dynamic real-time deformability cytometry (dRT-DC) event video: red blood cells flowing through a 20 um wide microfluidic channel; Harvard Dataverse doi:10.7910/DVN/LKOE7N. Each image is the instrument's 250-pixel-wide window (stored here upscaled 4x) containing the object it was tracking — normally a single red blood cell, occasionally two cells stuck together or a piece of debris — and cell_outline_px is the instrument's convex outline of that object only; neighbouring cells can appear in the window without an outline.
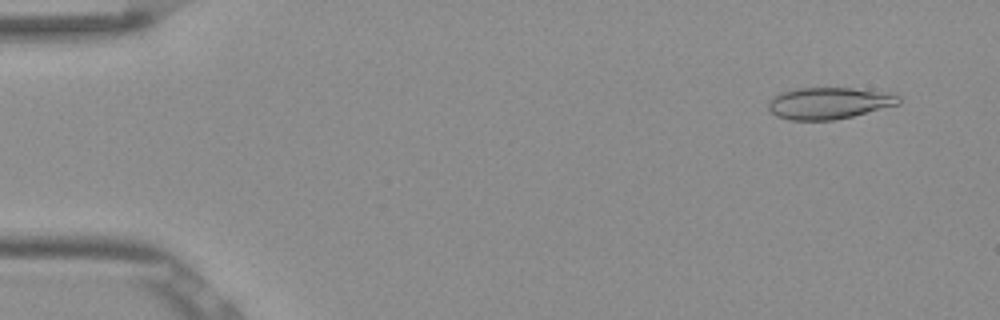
{"species": "Egyptian fruit bat (a non-hibernating species)", "species_latin": "Rousettus aegyptiacus", "temperature_condition": "room temperature", "stored_images_in_passage": 53, "camera_frame_rate_fps": 3000, "um_per_image_px": 0.085, "frame": {"image": 1, "passage_image": 4, "time_ms": 1.0, "image_size_px": [1000, 320], "cell_outline_px": [[900, 104], [852, 116], [832, 120], [788, 120], [776, 116], [768, 108], [768, 104], [776, 96], [784, 92], [800, 88], [852, 88], [892, 92], [900, 96]], "centroid_in_image_um": [70.53, 8.77], "position_along_channel_um": 14.5, "area_um2": 23.93}}
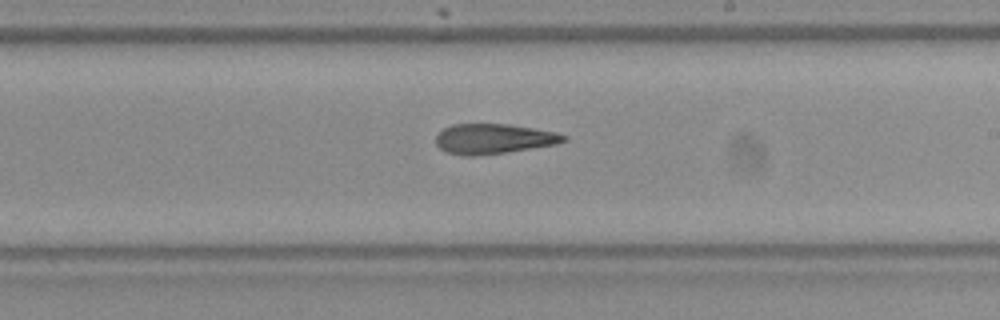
{"frame": {"image": 2, "passage_image": 31, "time_ms": 10.0, "image_size_px": [1000, 320], "cell_outline_px": [[568, 140], [556, 144], [504, 152], [472, 156], [464, 156], [444, 152], [436, 144], [436, 136], [444, 128], [452, 124], [508, 124], [556, 132], [568, 136]], "centroid_in_image_um": [41.94, 11.8], "position_along_channel_um": 247.1, "area_um2": 22.25}}
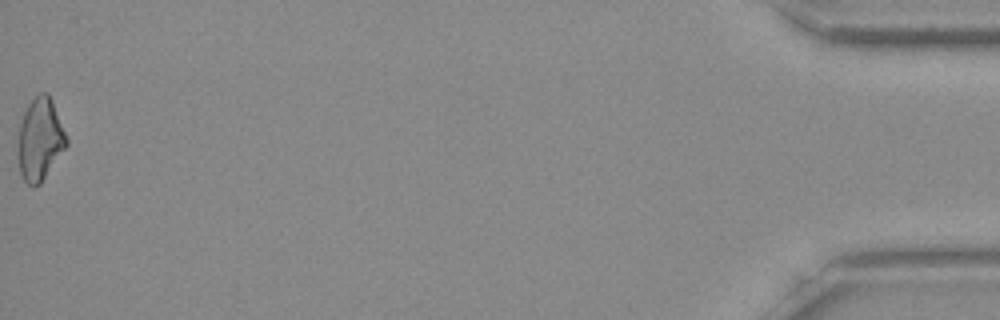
{"frame": {"image": 3, "passage_image": 53, "time_ms": 17.333, "image_size_px": [1000, 320], "cell_outline_px": [[68, 144], [40, 184], [32, 188], [24, 180], [20, 172], [16, 148], [16, 140], [20, 124], [24, 112], [28, 104], [40, 92], [48, 92], [52, 100], [68, 140]], "centroid_in_image_um": [3.37, 11.86], "position_along_channel_um": 431.8, "area_um2": 23.47}, "authors_computed_cell_mechanics": {"area_um2": 23.3512, "velocity_mm_per_s": 3.8609, "shape_relaxation_time_tau1_ms": null, "shape_relaxation_time_tau2_ms": 4.6526, "deformation_change_tau1": null, "deformation_change_tau2": 0.1477}}